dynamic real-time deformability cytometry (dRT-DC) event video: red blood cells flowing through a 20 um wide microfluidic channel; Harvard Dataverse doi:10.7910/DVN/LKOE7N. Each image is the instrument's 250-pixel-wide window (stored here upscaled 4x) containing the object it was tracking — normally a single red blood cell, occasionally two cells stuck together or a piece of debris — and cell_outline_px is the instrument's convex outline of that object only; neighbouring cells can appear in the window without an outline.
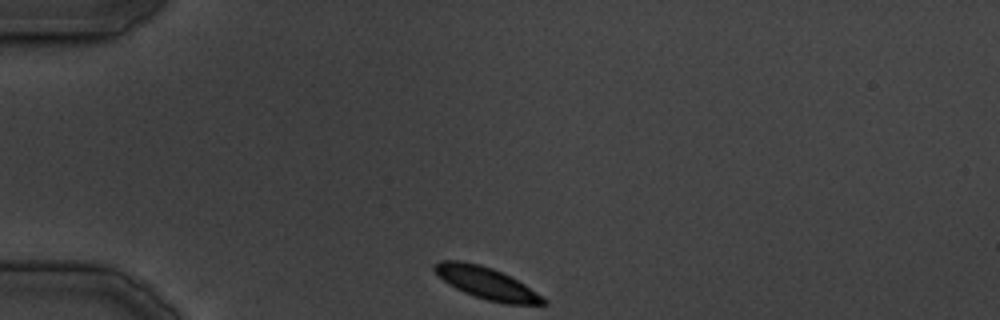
{"species": "common noctule bat (a hibernating species)", "species_latin": "Nyctalus noctula", "temperature_condition": "cold", "stored_images_in_passage": 10, "camera_frame_rate_fps": 3000, "um_per_image_px": 0.085, "animal": {"sex": "male", "body_mass_g": 19.5, "forearm_length_mm": 54.6}, "frame": {"image": 1, "passage_image": 1, "time_ms": 0.0, "image_size_px": [1000, 320], "cell_outline_px": [[548, 304], [504, 304], [488, 300], [464, 292], [448, 284], [432, 268], [440, 260], [460, 260], [480, 264], [492, 268], [524, 284], [548, 300]], "centroid_in_image_um": [41.36, 24.06], "position_along_channel_um": 43.6, "area_um2": 19.88}}
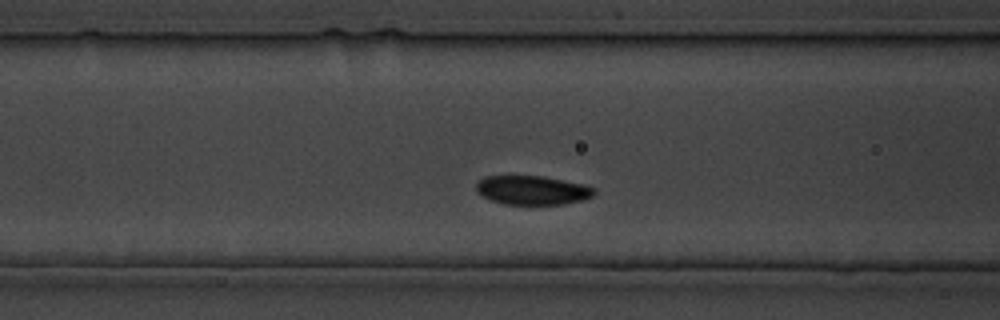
{"frame": {"image": 2, "passage_image": 7, "time_ms": 8.0, "image_size_px": [1000, 320], "cell_outline_px": [[596, 192], [592, 196], [580, 200], [564, 204], [504, 204], [492, 200], [476, 192], [476, 184], [484, 176], [544, 176], [584, 184], [596, 188]], "centroid_in_image_um": [45.26, 16.15], "position_along_channel_um": 121.3, "area_um2": 19.88}}
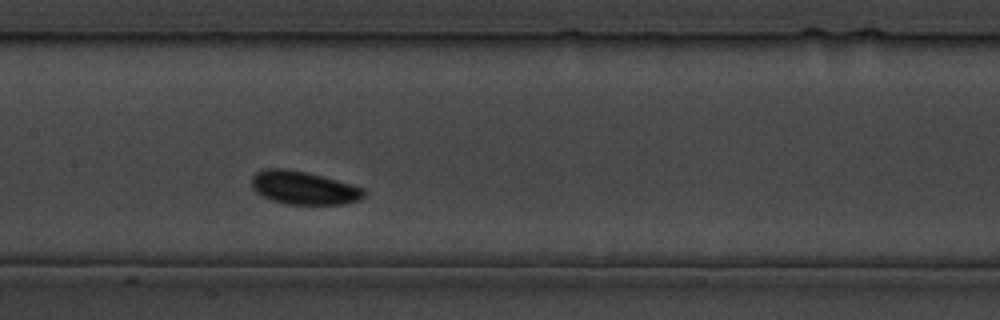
{"frame": {"image": 3, "passage_image": 10, "time_ms": 12.333, "image_size_px": [1000, 320], "cell_outline_px": [[364, 196], [360, 200], [344, 204], [288, 204], [272, 200], [256, 192], [252, 188], [252, 176], [256, 172], [268, 168], [284, 168], [324, 176], [352, 184], [364, 188]], "centroid_in_image_um": [25.83, 15.96], "position_along_channel_um": 181.6, "area_um2": 21.68}}